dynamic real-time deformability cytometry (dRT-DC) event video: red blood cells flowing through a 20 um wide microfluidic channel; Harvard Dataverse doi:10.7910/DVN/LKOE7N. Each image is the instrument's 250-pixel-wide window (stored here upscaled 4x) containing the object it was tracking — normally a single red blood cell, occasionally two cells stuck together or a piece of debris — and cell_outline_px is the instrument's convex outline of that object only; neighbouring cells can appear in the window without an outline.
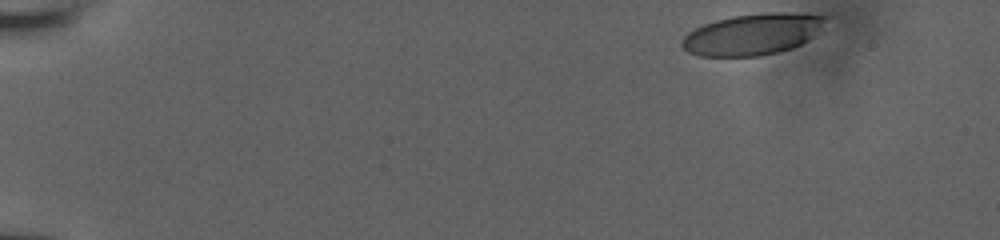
{"species": "human", "species_latin": "Homo sapiens", "temperature_condition": "room temperature", "stored_images_in_passage": 10, "camera_frame_rate_fps": 3000, "um_per_image_px": 0.085, "donor": {"sex": "male"}, "frame": {"image": 1, "passage_image": 1, "time_ms": 0.0, "image_size_px": [1000, 240], "cell_outline_px": [[828, 16], [800, 44], [792, 48], [760, 56], [700, 56], [688, 52], [680, 44], [684, 36], [688, 32], [704, 24], [716, 20], [732, 16], [764, 12], [792, 12]], "centroid_in_image_um": [63.86, 2.91], "position_along_channel_um": 21.1, "area_um2": 33.81}}
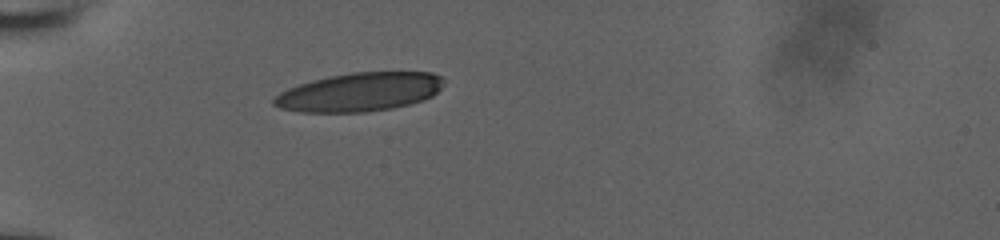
{"frame": {"image": 2, "passage_image": 7, "time_ms": 2.0, "image_size_px": [1000, 240], "cell_outline_px": [[444, 80], [440, 88], [432, 96], [424, 100], [392, 108], [364, 112], [300, 112], [280, 108], [272, 104], [272, 100], [280, 92], [288, 88], [312, 80], [328, 76], [352, 72], [432, 72], [444, 76]], "centroid_in_image_um": [30.57, 7.82], "position_along_channel_um": 54.4, "area_um2": 38.32}}
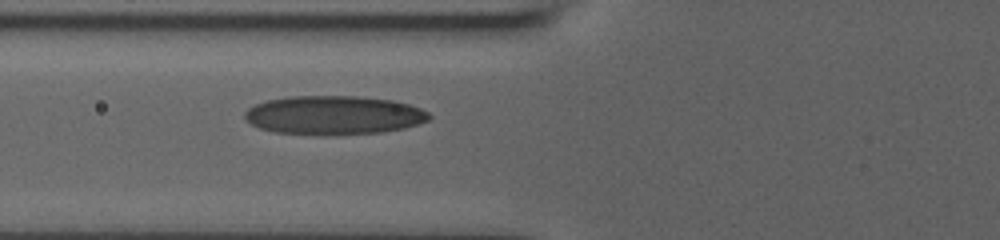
{"frame": {"image": 3, "passage_image": 10, "time_ms": 3.0, "image_size_px": [1000, 240], "cell_outline_px": [[432, 116], [428, 120], [404, 128], [380, 132], [272, 132], [260, 128], [252, 124], [244, 116], [244, 112], [248, 108], [256, 104], [268, 100], [288, 96], [356, 96], [392, 100], [408, 104], [420, 108], [428, 112]], "centroid_in_image_um": [28.38, 9.74], "position_along_channel_um": 97.4, "area_um2": 40.34}}